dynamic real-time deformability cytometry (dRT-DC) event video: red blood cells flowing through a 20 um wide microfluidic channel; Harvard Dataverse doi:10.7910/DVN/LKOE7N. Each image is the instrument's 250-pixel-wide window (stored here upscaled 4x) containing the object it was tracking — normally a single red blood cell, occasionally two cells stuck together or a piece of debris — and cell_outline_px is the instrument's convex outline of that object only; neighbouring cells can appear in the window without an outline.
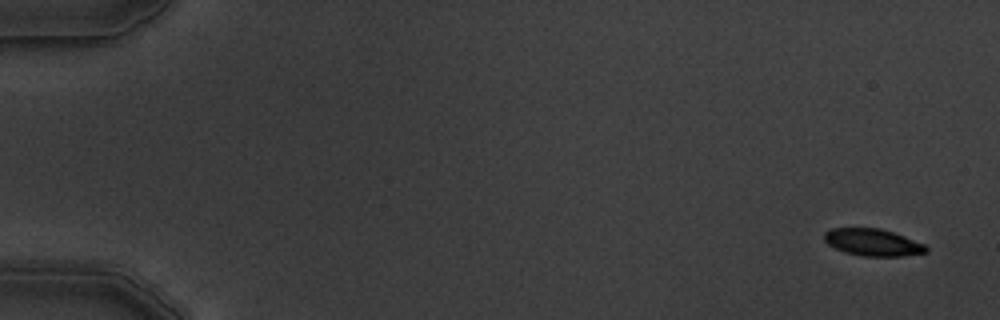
{"species": "common noctule bat (a hibernating species)", "species_latin": "Nyctalus noctula", "temperature_condition": "warm", "stored_images_in_passage": 5, "camera_frame_rate_fps": 3000, "um_per_image_px": 0.085, "animal": {"sex": "male", "body_mass_g": 19.5, "forearm_length_mm": 54.6}, "frame": {"image": 1, "passage_image": 1, "time_ms": 0.0, "image_size_px": [1000, 320], "cell_outline_px": [[928, 252], [904, 256], [860, 256], [844, 252], [828, 244], [824, 240], [824, 232], [832, 228], [880, 228], [904, 236], [924, 244], [928, 248]], "centroid_in_image_um": [74.18, 20.6], "position_along_channel_um": 10.8, "area_um2": 16.07}}
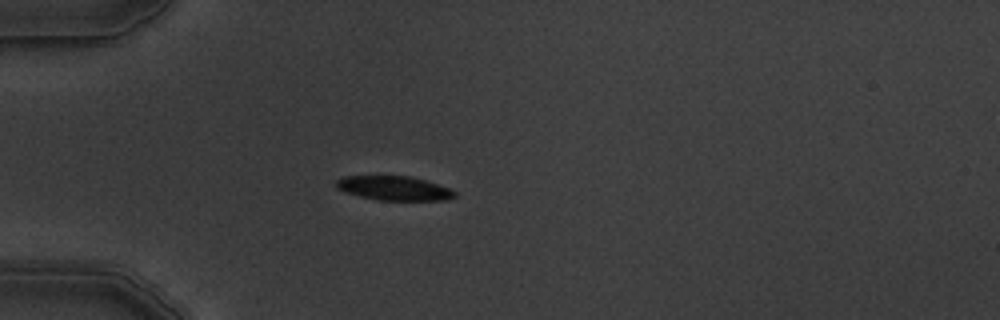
{"frame": {"image": 2, "passage_image": 5, "time_ms": 4.667, "image_size_px": [1000, 320], "cell_outline_px": [[456, 196], [448, 200], [376, 200], [344, 192], [336, 188], [336, 180], [344, 176], [408, 176], [424, 180], [448, 188], [456, 192]], "centroid_in_image_um": [33.46, 16.0], "position_along_channel_um": 51.5, "area_um2": 16.65}}